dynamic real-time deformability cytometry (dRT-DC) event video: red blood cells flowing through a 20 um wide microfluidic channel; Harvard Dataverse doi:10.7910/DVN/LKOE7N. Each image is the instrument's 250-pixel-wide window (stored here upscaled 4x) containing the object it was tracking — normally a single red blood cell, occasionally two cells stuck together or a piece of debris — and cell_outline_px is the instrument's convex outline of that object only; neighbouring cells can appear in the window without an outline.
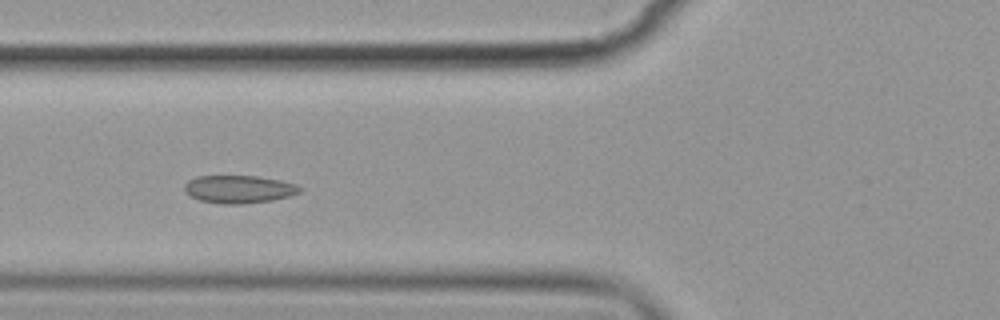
{"species": "common noctule bat (a hibernating species)", "species_latin": "Nyctalus noctula", "temperature_condition": "cold", "stored_images_in_passage": 14, "camera_frame_rate_fps": 3000, "um_per_image_px": 0.085, "animal": {"sex": "female", "body_mass_g": 19.9}, "frame": {"image": 1, "passage_image": 5, "time_ms": 5.333, "image_size_px": [1000, 320], "cell_outline_px": [[304, 188], [300, 192], [288, 196], [272, 200], [240, 204], [224, 204], [200, 200], [184, 192], [184, 184], [188, 180], [196, 176], [256, 176], [280, 180], [296, 184]], "centroid_in_image_um": [20.3, 16.07], "position_along_channel_um": 105.5, "area_um2": 18.67}}
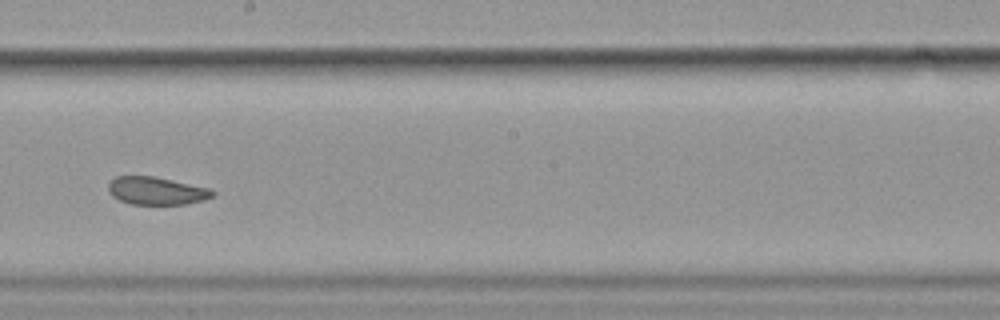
{"frame": {"image": 2, "passage_image": 8, "time_ms": 9.0, "image_size_px": [1000, 320], "cell_outline_px": [[216, 196], [204, 200], [188, 204], [132, 204], [120, 200], [112, 196], [108, 192], [108, 184], [116, 176], [152, 176], [208, 188], [216, 192]], "centroid_in_image_um": [13.31, 16.23], "position_along_channel_um": 234.9, "area_um2": 16.82}}
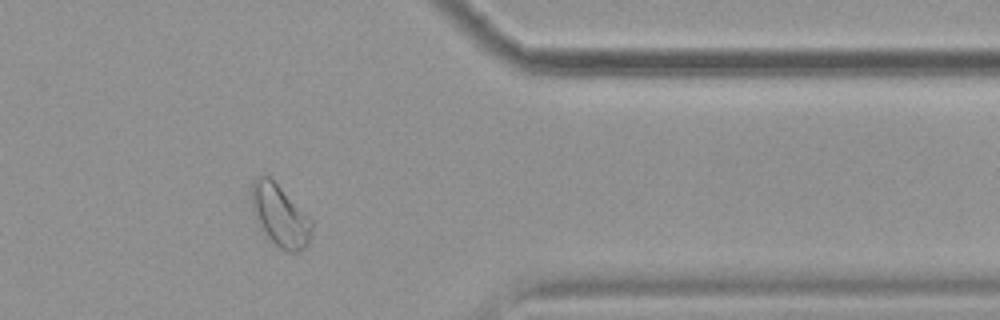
{"frame": {"image": 3, "passage_image": 12, "time_ms": 13.667, "image_size_px": [1000, 320], "cell_outline_px": [[312, 228], [308, 244], [304, 248], [296, 252], [288, 252], [280, 248], [268, 236], [256, 220], [252, 208], [252, 180], [256, 176], [268, 176], [312, 220]], "centroid_in_image_um": [23.79, 18.33], "position_along_channel_um": 387.6, "area_um2": 20.98}}